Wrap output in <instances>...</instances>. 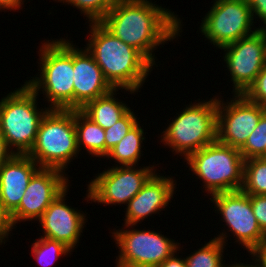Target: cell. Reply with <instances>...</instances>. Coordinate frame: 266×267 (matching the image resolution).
<instances>
[{
	"label": "cell",
	"instance_id": "obj_30",
	"mask_svg": "<svg viewBox=\"0 0 266 267\" xmlns=\"http://www.w3.org/2000/svg\"><path fill=\"white\" fill-rule=\"evenodd\" d=\"M13 228L10 214L4 209L0 202V245H2V243L5 244V238H9L10 231H12Z\"/></svg>",
	"mask_w": 266,
	"mask_h": 267
},
{
	"label": "cell",
	"instance_id": "obj_18",
	"mask_svg": "<svg viewBox=\"0 0 266 267\" xmlns=\"http://www.w3.org/2000/svg\"><path fill=\"white\" fill-rule=\"evenodd\" d=\"M40 168L28 155L18 154L0 167V202L9 214L19 206L30 179Z\"/></svg>",
	"mask_w": 266,
	"mask_h": 267
},
{
	"label": "cell",
	"instance_id": "obj_2",
	"mask_svg": "<svg viewBox=\"0 0 266 267\" xmlns=\"http://www.w3.org/2000/svg\"><path fill=\"white\" fill-rule=\"evenodd\" d=\"M90 34L84 48L101 68L113 89L130 94L139 91L153 65L134 47L115 37L100 22H90Z\"/></svg>",
	"mask_w": 266,
	"mask_h": 267
},
{
	"label": "cell",
	"instance_id": "obj_37",
	"mask_svg": "<svg viewBox=\"0 0 266 267\" xmlns=\"http://www.w3.org/2000/svg\"><path fill=\"white\" fill-rule=\"evenodd\" d=\"M262 30H263L264 36L266 38V28H263Z\"/></svg>",
	"mask_w": 266,
	"mask_h": 267
},
{
	"label": "cell",
	"instance_id": "obj_36",
	"mask_svg": "<svg viewBox=\"0 0 266 267\" xmlns=\"http://www.w3.org/2000/svg\"><path fill=\"white\" fill-rule=\"evenodd\" d=\"M251 264H244V263H234V264H231V265H228V267H260L255 261L253 262V259H252V262H250ZM255 264V265H254Z\"/></svg>",
	"mask_w": 266,
	"mask_h": 267
},
{
	"label": "cell",
	"instance_id": "obj_35",
	"mask_svg": "<svg viewBox=\"0 0 266 267\" xmlns=\"http://www.w3.org/2000/svg\"><path fill=\"white\" fill-rule=\"evenodd\" d=\"M23 2H25L24 0H0V10L2 11V9L5 11V9L7 10H17V9H21L20 7L24 4Z\"/></svg>",
	"mask_w": 266,
	"mask_h": 267
},
{
	"label": "cell",
	"instance_id": "obj_29",
	"mask_svg": "<svg viewBox=\"0 0 266 267\" xmlns=\"http://www.w3.org/2000/svg\"><path fill=\"white\" fill-rule=\"evenodd\" d=\"M250 200L257 223L266 235V195H250Z\"/></svg>",
	"mask_w": 266,
	"mask_h": 267
},
{
	"label": "cell",
	"instance_id": "obj_19",
	"mask_svg": "<svg viewBox=\"0 0 266 267\" xmlns=\"http://www.w3.org/2000/svg\"><path fill=\"white\" fill-rule=\"evenodd\" d=\"M120 89H112L109 93L88 102L80 109L89 119L102 129L111 128L129 110L115 95Z\"/></svg>",
	"mask_w": 266,
	"mask_h": 267
},
{
	"label": "cell",
	"instance_id": "obj_32",
	"mask_svg": "<svg viewBox=\"0 0 266 267\" xmlns=\"http://www.w3.org/2000/svg\"><path fill=\"white\" fill-rule=\"evenodd\" d=\"M260 267H266V238L250 253Z\"/></svg>",
	"mask_w": 266,
	"mask_h": 267
},
{
	"label": "cell",
	"instance_id": "obj_15",
	"mask_svg": "<svg viewBox=\"0 0 266 267\" xmlns=\"http://www.w3.org/2000/svg\"><path fill=\"white\" fill-rule=\"evenodd\" d=\"M68 187L59 194L38 220L42 226L44 238L62 242L71 250L80 243L85 226L86 214L74 209L65 202ZM84 225V226H83Z\"/></svg>",
	"mask_w": 266,
	"mask_h": 267
},
{
	"label": "cell",
	"instance_id": "obj_13",
	"mask_svg": "<svg viewBox=\"0 0 266 267\" xmlns=\"http://www.w3.org/2000/svg\"><path fill=\"white\" fill-rule=\"evenodd\" d=\"M220 99L217 107L216 140L240 149L257 127L266 107L234 94L230 102Z\"/></svg>",
	"mask_w": 266,
	"mask_h": 267
},
{
	"label": "cell",
	"instance_id": "obj_22",
	"mask_svg": "<svg viewBox=\"0 0 266 267\" xmlns=\"http://www.w3.org/2000/svg\"><path fill=\"white\" fill-rule=\"evenodd\" d=\"M227 233L224 231L205 243L185 258L186 267H228L223 262V252L227 244Z\"/></svg>",
	"mask_w": 266,
	"mask_h": 267
},
{
	"label": "cell",
	"instance_id": "obj_12",
	"mask_svg": "<svg viewBox=\"0 0 266 267\" xmlns=\"http://www.w3.org/2000/svg\"><path fill=\"white\" fill-rule=\"evenodd\" d=\"M226 68L230 72L234 94H243L266 64V38L263 30L243 37L222 48Z\"/></svg>",
	"mask_w": 266,
	"mask_h": 267
},
{
	"label": "cell",
	"instance_id": "obj_23",
	"mask_svg": "<svg viewBox=\"0 0 266 267\" xmlns=\"http://www.w3.org/2000/svg\"><path fill=\"white\" fill-rule=\"evenodd\" d=\"M241 190L248 195H266V159L250 158L244 161Z\"/></svg>",
	"mask_w": 266,
	"mask_h": 267
},
{
	"label": "cell",
	"instance_id": "obj_24",
	"mask_svg": "<svg viewBox=\"0 0 266 267\" xmlns=\"http://www.w3.org/2000/svg\"><path fill=\"white\" fill-rule=\"evenodd\" d=\"M32 254L35 260L43 267L54 266L53 264L63 255H70L72 250L65 244L59 241L47 239L44 237L38 238L32 244Z\"/></svg>",
	"mask_w": 266,
	"mask_h": 267
},
{
	"label": "cell",
	"instance_id": "obj_28",
	"mask_svg": "<svg viewBox=\"0 0 266 267\" xmlns=\"http://www.w3.org/2000/svg\"><path fill=\"white\" fill-rule=\"evenodd\" d=\"M243 95L251 102L266 107V64Z\"/></svg>",
	"mask_w": 266,
	"mask_h": 267
},
{
	"label": "cell",
	"instance_id": "obj_33",
	"mask_svg": "<svg viewBox=\"0 0 266 267\" xmlns=\"http://www.w3.org/2000/svg\"><path fill=\"white\" fill-rule=\"evenodd\" d=\"M14 153L7 146L6 140L3 135L0 133V167L8 161Z\"/></svg>",
	"mask_w": 266,
	"mask_h": 267
},
{
	"label": "cell",
	"instance_id": "obj_26",
	"mask_svg": "<svg viewBox=\"0 0 266 267\" xmlns=\"http://www.w3.org/2000/svg\"><path fill=\"white\" fill-rule=\"evenodd\" d=\"M244 160L261 158L266 152V112L261 116L257 127L239 149Z\"/></svg>",
	"mask_w": 266,
	"mask_h": 267
},
{
	"label": "cell",
	"instance_id": "obj_6",
	"mask_svg": "<svg viewBox=\"0 0 266 267\" xmlns=\"http://www.w3.org/2000/svg\"><path fill=\"white\" fill-rule=\"evenodd\" d=\"M191 103L172 119L161 135V142L175 154L184 156L216 141L219 97Z\"/></svg>",
	"mask_w": 266,
	"mask_h": 267
},
{
	"label": "cell",
	"instance_id": "obj_21",
	"mask_svg": "<svg viewBox=\"0 0 266 267\" xmlns=\"http://www.w3.org/2000/svg\"><path fill=\"white\" fill-rule=\"evenodd\" d=\"M144 129L139 121L132 127L126 136L112 148L105 156L114 159L117 166H136L141 158L142 143L145 140ZM119 164V165H118Z\"/></svg>",
	"mask_w": 266,
	"mask_h": 267
},
{
	"label": "cell",
	"instance_id": "obj_14",
	"mask_svg": "<svg viewBox=\"0 0 266 267\" xmlns=\"http://www.w3.org/2000/svg\"><path fill=\"white\" fill-rule=\"evenodd\" d=\"M66 176L55 168H40L30 179L19 206L10 214L13 227L21 221H38L55 198L69 187Z\"/></svg>",
	"mask_w": 266,
	"mask_h": 267
},
{
	"label": "cell",
	"instance_id": "obj_5",
	"mask_svg": "<svg viewBox=\"0 0 266 267\" xmlns=\"http://www.w3.org/2000/svg\"><path fill=\"white\" fill-rule=\"evenodd\" d=\"M38 95L24 83L0 100V133L14 154L30 152L40 121L49 110L37 108Z\"/></svg>",
	"mask_w": 266,
	"mask_h": 267
},
{
	"label": "cell",
	"instance_id": "obj_3",
	"mask_svg": "<svg viewBox=\"0 0 266 267\" xmlns=\"http://www.w3.org/2000/svg\"><path fill=\"white\" fill-rule=\"evenodd\" d=\"M69 41L60 38L42 43L40 76L25 82L36 94L43 92L49 109L74 110L73 44Z\"/></svg>",
	"mask_w": 266,
	"mask_h": 267
},
{
	"label": "cell",
	"instance_id": "obj_4",
	"mask_svg": "<svg viewBox=\"0 0 266 267\" xmlns=\"http://www.w3.org/2000/svg\"><path fill=\"white\" fill-rule=\"evenodd\" d=\"M77 154L74 110L49 109L40 121L35 143L27 155L41 168L65 172Z\"/></svg>",
	"mask_w": 266,
	"mask_h": 267
},
{
	"label": "cell",
	"instance_id": "obj_7",
	"mask_svg": "<svg viewBox=\"0 0 266 267\" xmlns=\"http://www.w3.org/2000/svg\"><path fill=\"white\" fill-rule=\"evenodd\" d=\"M185 161L203 181L208 195L242 189L245 160L237 148L216 140L188 155Z\"/></svg>",
	"mask_w": 266,
	"mask_h": 267
},
{
	"label": "cell",
	"instance_id": "obj_8",
	"mask_svg": "<svg viewBox=\"0 0 266 267\" xmlns=\"http://www.w3.org/2000/svg\"><path fill=\"white\" fill-rule=\"evenodd\" d=\"M114 230L112 238L119 249L116 267H158L168 257L180 251V243L154 230Z\"/></svg>",
	"mask_w": 266,
	"mask_h": 267
},
{
	"label": "cell",
	"instance_id": "obj_31",
	"mask_svg": "<svg viewBox=\"0 0 266 267\" xmlns=\"http://www.w3.org/2000/svg\"><path fill=\"white\" fill-rule=\"evenodd\" d=\"M249 7L252 11L253 19L258 18L264 24L259 29L266 28V0H248Z\"/></svg>",
	"mask_w": 266,
	"mask_h": 267
},
{
	"label": "cell",
	"instance_id": "obj_34",
	"mask_svg": "<svg viewBox=\"0 0 266 267\" xmlns=\"http://www.w3.org/2000/svg\"><path fill=\"white\" fill-rule=\"evenodd\" d=\"M177 252L172 256L168 257L161 265L158 267H186L185 258L177 257Z\"/></svg>",
	"mask_w": 266,
	"mask_h": 267
},
{
	"label": "cell",
	"instance_id": "obj_27",
	"mask_svg": "<svg viewBox=\"0 0 266 267\" xmlns=\"http://www.w3.org/2000/svg\"><path fill=\"white\" fill-rule=\"evenodd\" d=\"M138 122L135 112L130 109L111 128L105 129V156L118 144Z\"/></svg>",
	"mask_w": 266,
	"mask_h": 267
},
{
	"label": "cell",
	"instance_id": "obj_25",
	"mask_svg": "<svg viewBox=\"0 0 266 267\" xmlns=\"http://www.w3.org/2000/svg\"><path fill=\"white\" fill-rule=\"evenodd\" d=\"M59 1L79 9L89 22H100L118 0H58L57 2Z\"/></svg>",
	"mask_w": 266,
	"mask_h": 267
},
{
	"label": "cell",
	"instance_id": "obj_38",
	"mask_svg": "<svg viewBox=\"0 0 266 267\" xmlns=\"http://www.w3.org/2000/svg\"><path fill=\"white\" fill-rule=\"evenodd\" d=\"M261 158H264V159H266V152H265V154L261 157Z\"/></svg>",
	"mask_w": 266,
	"mask_h": 267
},
{
	"label": "cell",
	"instance_id": "obj_1",
	"mask_svg": "<svg viewBox=\"0 0 266 267\" xmlns=\"http://www.w3.org/2000/svg\"><path fill=\"white\" fill-rule=\"evenodd\" d=\"M174 14L151 0H118L100 23L157 67L154 50L181 36L182 20Z\"/></svg>",
	"mask_w": 266,
	"mask_h": 267
},
{
	"label": "cell",
	"instance_id": "obj_20",
	"mask_svg": "<svg viewBox=\"0 0 266 267\" xmlns=\"http://www.w3.org/2000/svg\"><path fill=\"white\" fill-rule=\"evenodd\" d=\"M74 124L77 133V146L85 148L89 155L105 156V131L89 119L81 110H74Z\"/></svg>",
	"mask_w": 266,
	"mask_h": 267
},
{
	"label": "cell",
	"instance_id": "obj_10",
	"mask_svg": "<svg viewBox=\"0 0 266 267\" xmlns=\"http://www.w3.org/2000/svg\"><path fill=\"white\" fill-rule=\"evenodd\" d=\"M155 166H112L103 170L87 185L86 199L103 205H120L128 202L141 190L156 172Z\"/></svg>",
	"mask_w": 266,
	"mask_h": 267
},
{
	"label": "cell",
	"instance_id": "obj_16",
	"mask_svg": "<svg viewBox=\"0 0 266 267\" xmlns=\"http://www.w3.org/2000/svg\"><path fill=\"white\" fill-rule=\"evenodd\" d=\"M176 180L158 175L157 171L147 180L141 190L128 202L125 225H136L152 214L167 208L176 189Z\"/></svg>",
	"mask_w": 266,
	"mask_h": 267
},
{
	"label": "cell",
	"instance_id": "obj_17",
	"mask_svg": "<svg viewBox=\"0 0 266 267\" xmlns=\"http://www.w3.org/2000/svg\"><path fill=\"white\" fill-rule=\"evenodd\" d=\"M74 46V110H80L88 102L109 93L113 88L87 49Z\"/></svg>",
	"mask_w": 266,
	"mask_h": 267
},
{
	"label": "cell",
	"instance_id": "obj_11",
	"mask_svg": "<svg viewBox=\"0 0 266 267\" xmlns=\"http://www.w3.org/2000/svg\"><path fill=\"white\" fill-rule=\"evenodd\" d=\"M215 212L221 214V220L227 230L235 236L239 245L251 253L265 238L252 211L250 195L242 190L220 192L210 195Z\"/></svg>",
	"mask_w": 266,
	"mask_h": 267
},
{
	"label": "cell",
	"instance_id": "obj_9",
	"mask_svg": "<svg viewBox=\"0 0 266 267\" xmlns=\"http://www.w3.org/2000/svg\"><path fill=\"white\" fill-rule=\"evenodd\" d=\"M202 19L200 32L219 49L259 29L252 30L254 19L248 0H215Z\"/></svg>",
	"mask_w": 266,
	"mask_h": 267
}]
</instances>
